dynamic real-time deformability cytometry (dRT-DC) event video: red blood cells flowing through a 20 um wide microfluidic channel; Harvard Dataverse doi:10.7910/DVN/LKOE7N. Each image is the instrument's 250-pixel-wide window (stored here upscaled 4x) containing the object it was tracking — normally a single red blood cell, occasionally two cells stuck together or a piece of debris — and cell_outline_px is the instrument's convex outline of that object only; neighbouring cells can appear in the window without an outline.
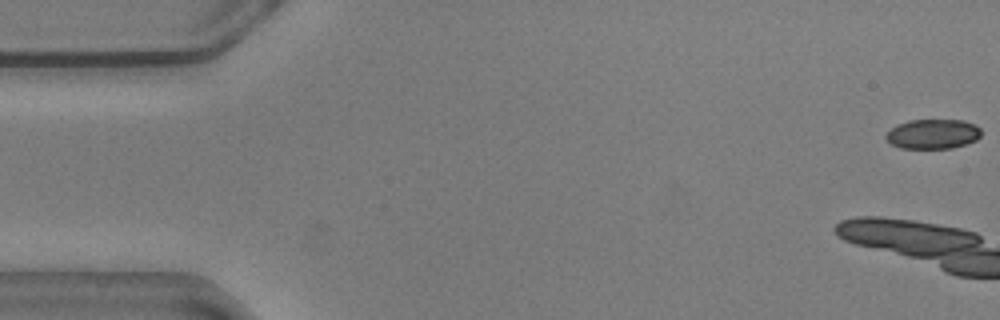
{"species": "common noctule bat (a hibernating species)", "species_latin": "Nyctalus noctula", "temperature_condition": "warm", "stored_images_in_passage": 15, "camera_frame_rate_fps": 3000, "um_per_image_px": 0.085, "animal": {"sex": "male", "body_mass_g": 20.5, "forearm_length_mm": 52.5}, "frame": {"image": 1, "passage_image": 1, "time_ms": 0.0, "image_size_px": [1000, 320], "cell_outline_px": [[980, 136], [976, 140], [952, 148], [900, 148], [892, 144], [884, 136], [896, 124], [908, 120], [964, 120], [976, 124], [980, 128]], "centroid_in_image_um": [79.3, 11.38], "position_along_channel_um": 5.7, "area_um2": 16.47}}